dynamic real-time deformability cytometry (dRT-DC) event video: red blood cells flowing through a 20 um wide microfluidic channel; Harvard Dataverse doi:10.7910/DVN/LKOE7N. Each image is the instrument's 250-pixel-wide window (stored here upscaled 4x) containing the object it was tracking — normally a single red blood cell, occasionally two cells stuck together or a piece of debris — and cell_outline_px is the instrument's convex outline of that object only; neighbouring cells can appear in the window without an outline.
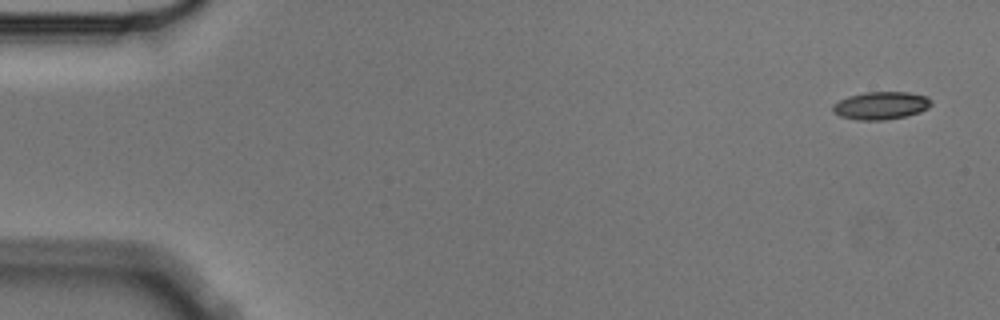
{"species": "Egyptian fruit bat (a non-hibernating species)", "species_latin": "Rousettus aegyptiacus", "temperature_condition": "cold", "stored_images_in_passage": 8, "camera_frame_rate_fps": 3000, "um_per_image_px": 0.085, "animal": {"sex": "male"}, "frame": {"image": 1, "passage_image": 1, "time_ms": 0.0, "image_size_px": [1000, 320], "cell_outline_px": [[932, 104], [928, 108], [920, 112], [908, 116], [884, 120], [856, 120], [840, 116], [832, 112], [832, 104], [848, 96], [864, 92], [908, 92], [928, 96], [932, 100]], "centroid_in_image_um": [74.89, 8.97], "position_along_channel_um": 10.1, "area_um2": 16.18}}
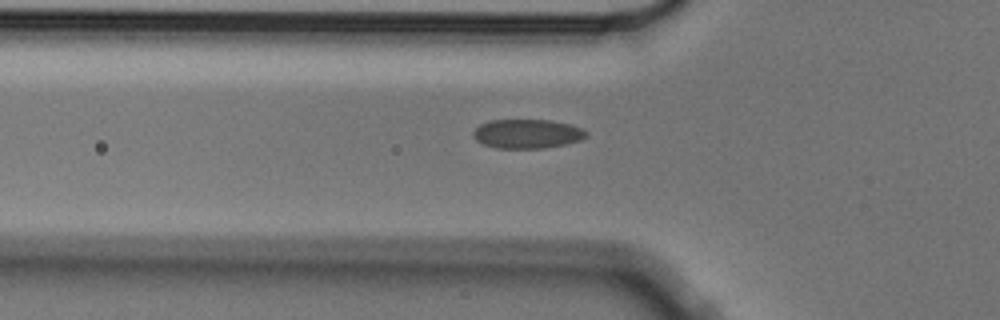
{"frame": {"image": 2, "passage_image": 7, "time_ms": 2.0, "image_size_px": [1000, 320], "cell_outline_px": [[588, 136], [580, 140], [564, 144], [544, 148], [496, 148], [484, 144], [476, 140], [472, 136], [472, 132], [480, 124], [488, 120], [552, 120], [568, 124], [580, 128], [588, 132]], "centroid_in_image_um": [44.79, 11.37], "position_along_channel_um": 81.0, "area_um2": 19.19}}
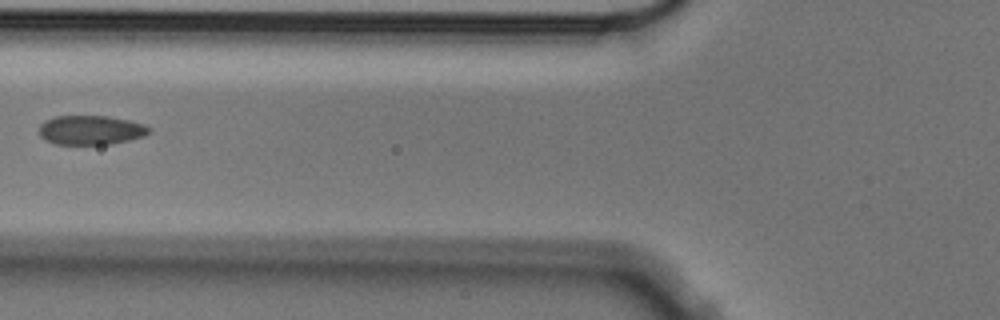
{"frame": {"image": 3, "passage_image": 8, "time_ms": 2.333, "image_size_px": [1000, 320], "cell_outline_px": [[152, 132], [144, 136], [112, 144], [56, 144], [44, 140], [40, 136], [40, 124], [44, 120], [56, 116], [108, 116], [128, 120], [144, 124], [152, 128]], "centroid_in_image_um": [7.73, 11.05], "position_along_channel_um": 118.1, "area_um2": 18.9}}